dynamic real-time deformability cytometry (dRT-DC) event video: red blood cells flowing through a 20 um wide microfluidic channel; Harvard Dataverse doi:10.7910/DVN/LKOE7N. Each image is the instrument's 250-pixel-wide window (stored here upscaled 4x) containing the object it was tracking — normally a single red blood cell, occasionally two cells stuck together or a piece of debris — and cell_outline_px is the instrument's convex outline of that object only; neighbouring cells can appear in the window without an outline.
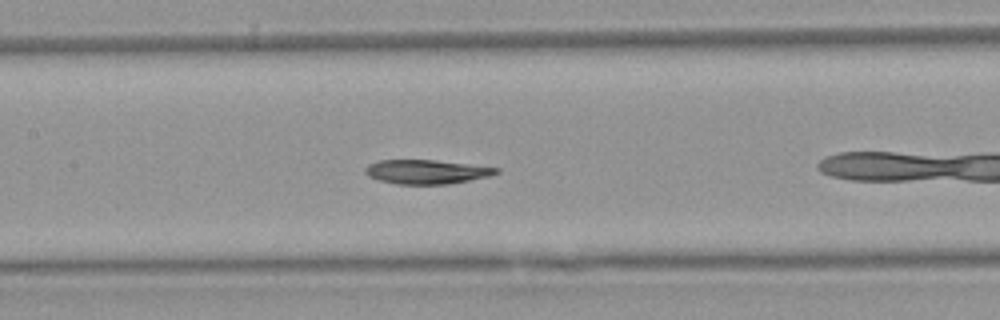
{"species": "Egyptian fruit bat (a non-hibernating species)", "species_latin": "Rousettus aegyptiacus", "temperature_condition": "warm", "stored_images_in_passage": 38, "camera_frame_rate_fps": 3000, "um_per_image_px": 0.085, "animal": {"sex": "female"}, "frame": {"image": 1, "passage_image": 9, "time_ms": 2.667, "image_size_px": [1000, 320], "cell_outline_px": [[500, 172], [488, 176], [448, 184], [396, 184], [380, 180], [368, 176], [364, 172], [364, 168], [368, 164], [380, 160], [436, 160], [500, 168]], "centroid_in_image_um": [36.22, 14.6], "position_along_channel_um": 171.2, "area_um2": 18.32}}
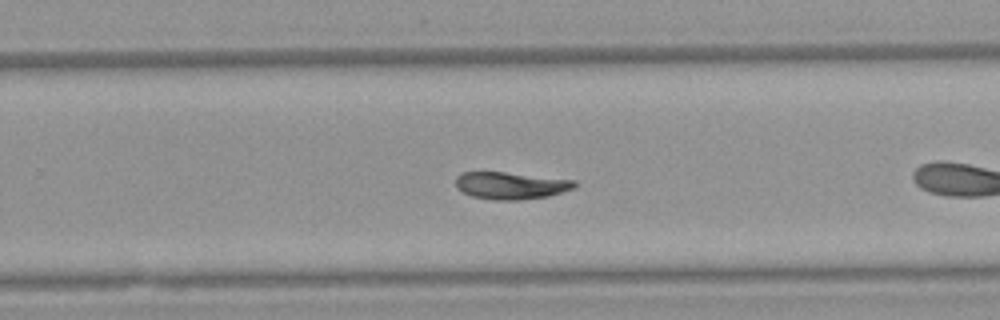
{"frame": {"image": 2, "passage_image": 18, "time_ms": 5.667, "image_size_px": [1000, 320], "cell_outline_px": [[576, 188], [548, 196], [520, 200], [492, 200], [472, 196], [456, 188], [456, 176], [460, 172], [504, 172], [576, 180]], "centroid_in_image_um": [43.42, 15.77], "position_along_channel_um": 286.4, "area_um2": 18.9}}
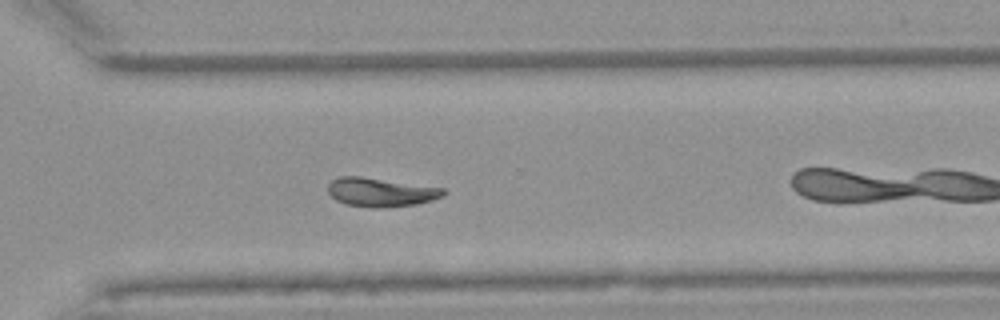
{"frame": {"image": 3, "passage_image": 22, "time_ms": 7.0, "image_size_px": [1000, 320], "cell_outline_px": [[448, 192], [444, 196], [432, 200], [416, 204], [380, 208], [372, 208], [344, 204], [336, 200], [328, 192], [328, 184], [332, 180], [340, 176], [360, 176], [444, 188]], "centroid_in_image_um": [32.37, 16.34], "position_along_channel_um": 338.2, "area_um2": 19.48}, "authors_computed_cell_mechanics": {"area_um2": 19.2185, "velocity_mm_per_s": 3.8623, "shape_relaxation_time_tau1_ms": 1.4232, "shape_relaxation_time_tau2_ms": 1.9319, "deformation_change_tau1": 0.2223, "deformation_change_tau2": 0.0971}}